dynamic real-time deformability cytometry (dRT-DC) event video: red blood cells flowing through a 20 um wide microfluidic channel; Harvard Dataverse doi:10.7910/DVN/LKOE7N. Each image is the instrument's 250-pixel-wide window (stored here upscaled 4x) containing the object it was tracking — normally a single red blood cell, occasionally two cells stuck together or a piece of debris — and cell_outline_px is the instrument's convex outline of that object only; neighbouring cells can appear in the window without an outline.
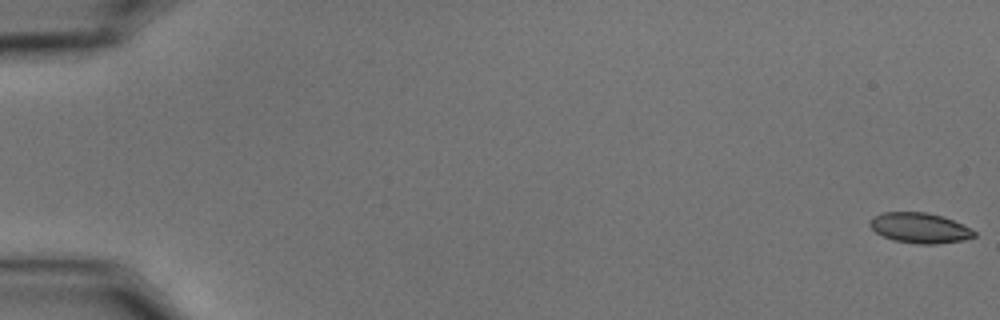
{"species": "common noctule bat (a hibernating species)", "species_latin": "Nyctalus noctula", "temperature_condition": "cold", "stored_images_in_passage": 58, "camera_frame_rate_fps": 3000, "um_per_image_px": 0.085, "animal": {"sex": "male", "body_mass_g": 15.6}, "frame": {"image": 1, "passage_image": 1, "time_ms": 0.0, "image_size_px": [1000, 320], "cell_outline_px": [[976, 236], [964, 240], [936, 244], [920, 244], [896, 240], [884, 236], [876, 232], [868, 224], [872, 216], [884, 212], [928, 212], [952, 220], [976, 232]], "centroid_in_image_um": [78.16, 19.37], "position_along_channel_um": 6.8, "area_um2": 18.15}}
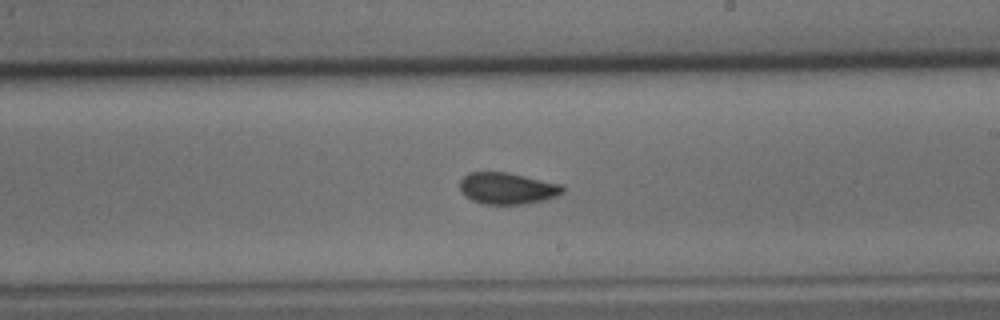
{"frame": {"image": 2, "passage_image": 35, "time_ms": 11.333, "image_size_px": [1000, 320], "cell_outline_px": [[564, 192], [556, 196], [544, 200], [524, 204], [484, 204], [472, 200], [464, 196], [460, 192], [460, 180], [468, 172], [504, 172], [564, 184]], "centroid_in_image_um": [43.11, 16.01], "position_along_channel_um": 245.9, "area_um2": 19.02}}
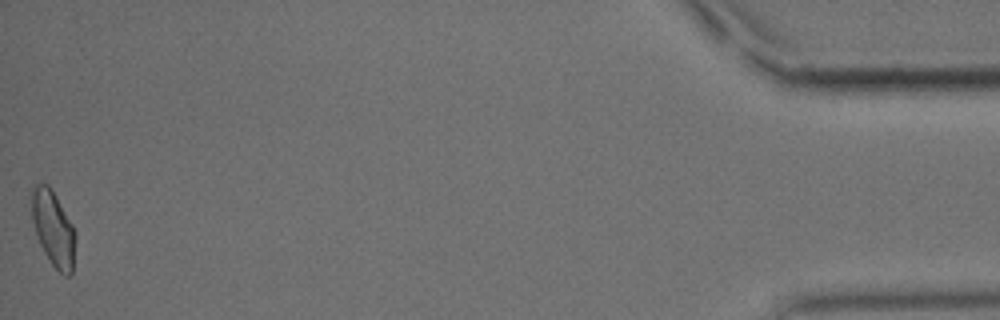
{"frame": {"image": 3, "passage_image": 58, "time_ms": 19.0, "image_size_px": [1000, 320], "cell_outline_px": [[76, 232], [72, 276], [64, 276], [52, 264], [44, 252], [36, 236], [32, 220], [32, 188], [36, 184], [48, 184], [52, 188], [72, 224]], "centroid_in_image_um": [4.54, 19.44], "position_along_channel_um": 430.7, "area_um2": 19.25}, "authors_computed_cell_mechanics": {"area_um2": 18.9006, "velocity_mm_per_s": 3.5504, "shape_relaxation_time_tau1_ms": 6.5282, "shape_relaxation_time_tau2_ms": 2.4587, "deformation_change_tau1": 0.1335, "deformation_change_tau2": 0.0605}}